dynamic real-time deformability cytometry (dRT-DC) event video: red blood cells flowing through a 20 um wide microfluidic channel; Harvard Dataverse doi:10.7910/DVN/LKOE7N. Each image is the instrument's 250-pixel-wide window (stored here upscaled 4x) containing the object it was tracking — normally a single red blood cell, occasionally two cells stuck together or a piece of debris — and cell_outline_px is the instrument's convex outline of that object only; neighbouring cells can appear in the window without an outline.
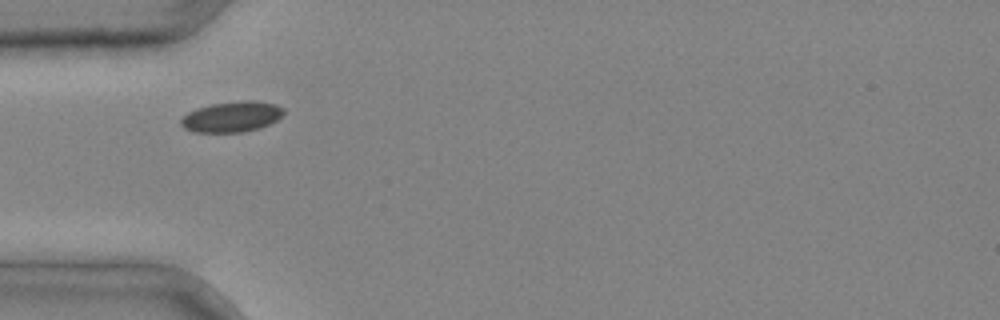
{"species": "common noctule bat (a hibernating species)", "species_latin": "Nyctalus noctula", "temperature_condition": "cold", "stored_images_in_passage": 2, "camera_frame_rate_fps": 3000, "um_per_image_px": 0.085, "animal": {"sex": "male", "body_mass_g": 20.4}, "frame": {"image": 1, "passage_image": 1, "time_ms": 0.0, "image_size_px": [1000, 320], "cell_outline_px": [[284, 112], [276, 120], [260, 128], [240, 132], [192, 132], [184, 128], [180, 124], [180, 120], [188, 112], [196, 108], [212, 104], [244, 100], [252, 100], [276, 104], [284, 108]], "centroid_in_image_um": [19.68, 9.92], "position_along_channel_um": 65.3, "area_um2": 18.26}}